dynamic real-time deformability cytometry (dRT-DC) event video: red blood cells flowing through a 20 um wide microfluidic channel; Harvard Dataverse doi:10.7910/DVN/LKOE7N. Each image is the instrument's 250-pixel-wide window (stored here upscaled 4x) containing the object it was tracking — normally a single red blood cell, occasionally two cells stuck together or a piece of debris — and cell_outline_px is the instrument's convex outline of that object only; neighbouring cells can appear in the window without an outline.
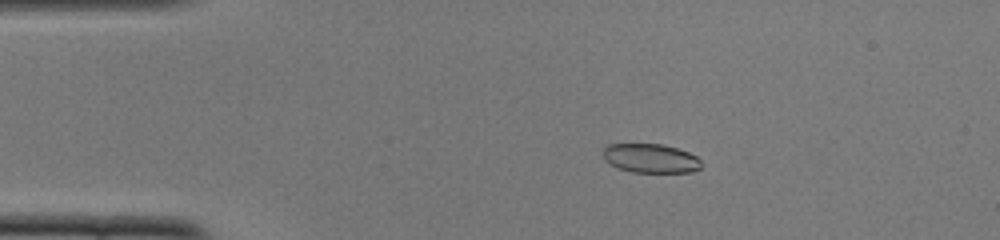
{"species": "common noctule bat (a hibernating species)", "species_latin": "Nyctalus noctula", "temperature_condition": "cold", "stored_images_in_passage": 43, "camera_frame_rate_fps": 3000, "um_per_image_px": 0.085, "animal": {"sex": "female", "body_mass_g": 22.0, "forearm_length_mm": 56.7}, "frame": {"image": 1, "passage_image": 1, "time_ms": 0.0, "image_size_px": [1000, 240], "cell_outline_px": [[704, 164], [700, 168], [692, 172], [632, 172], [616, 168], [604, 160], [604, 148], [608, 144], [660, 144], [676, 148], [688, 152], [696, 156]], "centroid_in_image_um": [55.31, 13.47], "position_along_channel_um": 29.7, "area_um2": 16.7}}
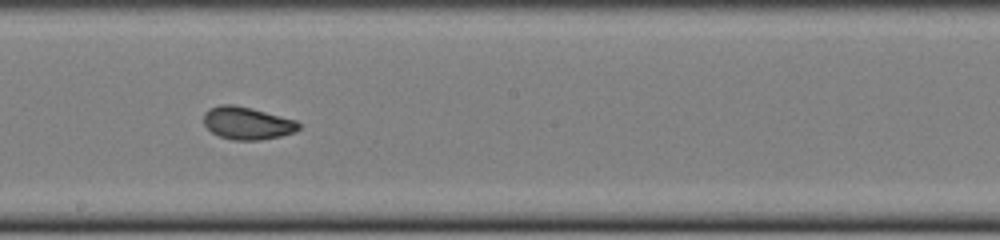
{"frame": {"image": 2, "passage_image": 20, "time_ms": 6.333, "image_size_px": [1000, 240], "cell_outline_px": [[300, 128], [296, 132], [280, 136], [260, 140], [232, 140], [220, 136], [212, 132], [204, 124], [204, 112], [208, 108], [220, 104], [232, 104], [252, 108], [296, 120], [300, 124]], "centroid_in_image_um": [21.01, 10.46], "position_along_channel_um": 227.2, "area_um2": 18.15}}
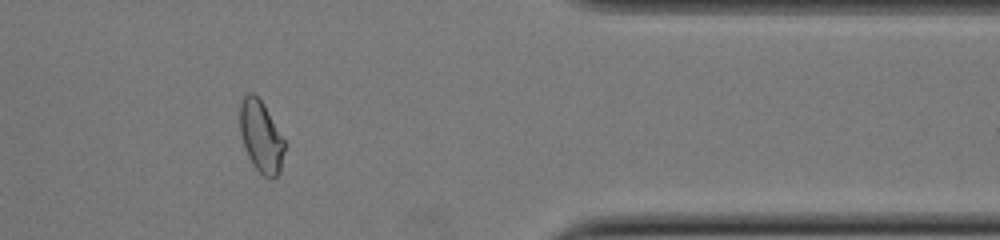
{"frame": {"image": 3, "passage_image": 34, "time_ms": 11.0, "image_size_px": [1000, 240], "cell_outline_px": [[284, 152], [280, 172], [272, 180], [264, 176], [252, 164], [248, 156], [240, 132], [240, 104], [244, 96], [248, 92], [252, 92], [264, 104], [284, 140]], "centroid_in_image_um": [22.18, 11.62], "position_along_channel_um": 389.2, "area_um2": 18.44}, "authors_computed_cell_mechanics": {"area_um2": 18.3804, "velocity_mm_per_s": 3.9083, "shape_relaxation_time_tau1_ms": 4.4667, "shape_relaxation_time_tau2_ms": 1.2742, "deformation_change_tau1": 0.1436, "deformation_change_tau2": 0.0587}}